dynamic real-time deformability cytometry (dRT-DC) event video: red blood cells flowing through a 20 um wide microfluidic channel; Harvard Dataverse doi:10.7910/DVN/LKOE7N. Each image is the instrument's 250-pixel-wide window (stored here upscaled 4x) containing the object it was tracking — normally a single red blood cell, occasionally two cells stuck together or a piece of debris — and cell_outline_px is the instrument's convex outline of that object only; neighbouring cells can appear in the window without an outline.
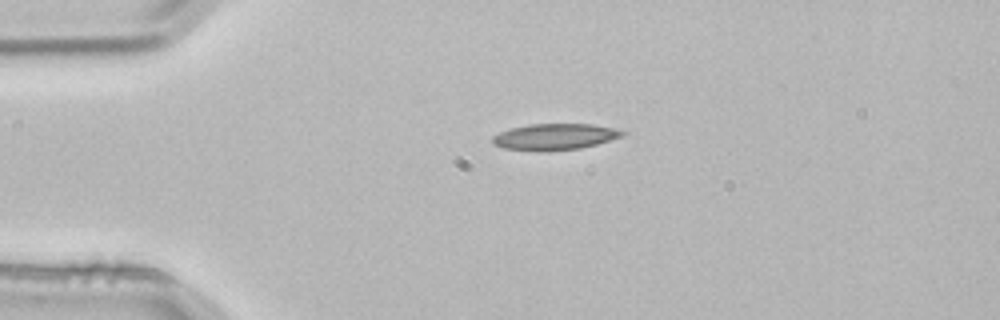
{"species": "common noctule bat (a hibernating species)", "species_latin": "Nyctalus noctula", "temperature_condition": "room temperature", "stored_images_in_passage": 42, "camera_frame_rate_fps": 3000, "um_per_image_px": 0.085, "animal": {"sex": "male", "body_mass_g": 21.5, "forearm_length_mm": 52.0}, "frame": {"image": 1, "passage_image": 1, "time_ms": 0.0, "image_size_px": [1000, 320], "cell_outline_px": [[628, 132], [624, 136], [596, 144], [580, 148], [540, 152], [504, 148], [492, 144], [492, 136], [500, 132], [512, 128], [532, 124], [592, 124], [616, 128]], "centroid_in_image_um": [47.18, 11.63], "position_along_channel_um": 37.8, "area_um2": 20.0}}
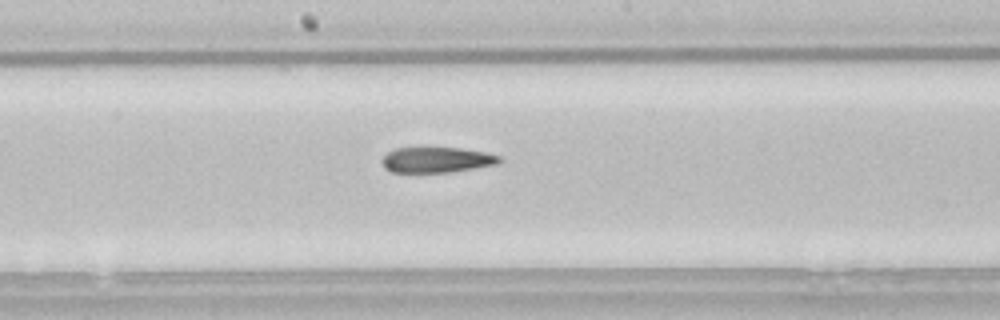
{"frame": {"image": 2, "passage_image": 17, "time_ms": 5.333, "image_size_px": [1000, 320], "cell_outline_px": [[500, 160], [496, 164], [448, 172], [392, 172], [384, 168], [380, 160], [388, 152], [396, 148], [460, 148], [484, 152], [500, 156]], "centroid_in_image_um": [37.05, 13.58], "position_along_channel_um": 211.1, "area_um2": 17.17}}
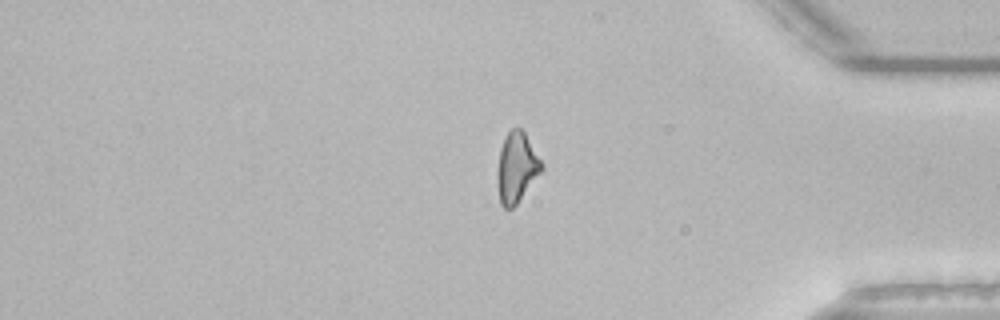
{"frame": {"image": 3, "passage_image": 33, "time_ms": 10.667, "image_size_px": [1000, 320], "cell_outline_px": [[544, 168], [516, 204], [512, 208], [504, 208], [500, 204], [496, 184], [496, 172], [500, 148], [504, 136], [516, 124], [524, 132], [544, 164]], "centroid_in_image_um": [43.88, 14.21], "position_along_channel_um": 391.3, "area_um2": 18.38}, "authors_computed_cell_mechanics": {"area_um2": 18.7272, "velocity_mm_per_s": 3.8438, "shape_relaxation_time_tau1_ms": null, "shape_relaxation_time_tau2_ms": 6.9155, "deformation_change_tau1": null, "deformation_change_tau2": 0.1872}}